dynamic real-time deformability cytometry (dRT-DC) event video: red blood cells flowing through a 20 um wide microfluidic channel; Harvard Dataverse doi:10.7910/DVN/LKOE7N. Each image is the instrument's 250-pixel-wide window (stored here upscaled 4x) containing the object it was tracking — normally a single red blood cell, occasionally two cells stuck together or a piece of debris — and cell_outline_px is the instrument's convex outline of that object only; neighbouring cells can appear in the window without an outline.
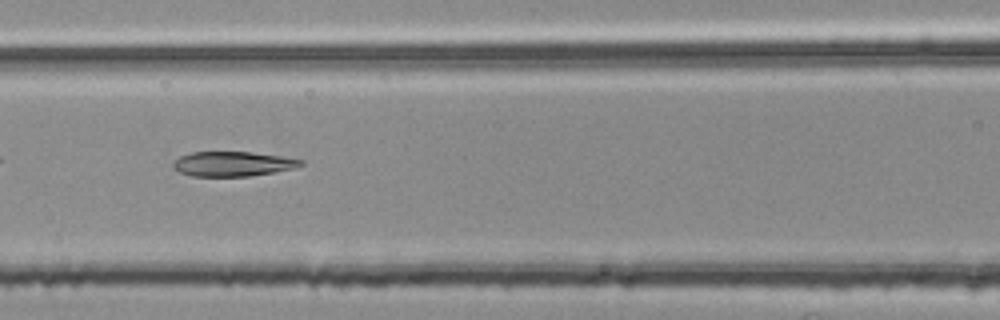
{"species": "common noctule bat (a hibernating species)", "species_latin": "Nyctalus noctula", "temperature_condition": "room temperature", "stored_images_in_passage": 37, "camera_frame_rate_fps": 3000, "um_per_image_px": 0.085, "animal": {"sex": "female", "body_mass_g": 25.1}, "frame": {"image": 1, "passage_image": 8, "time_ms": 2.333, "image_size_px": [1000, 320], "cell_outline_px": [[304, 164], [296, 168], [248, 176], [192, 176], [180, 172], [172, 168], [172, 164], [180, 156], [192, 152], [252, 152], [280, 156], [304, 160]], "centroid_in_image_um": [19.79, 13.93], "position_along_channel_um": 146.8, "area_um2": 18.32}}
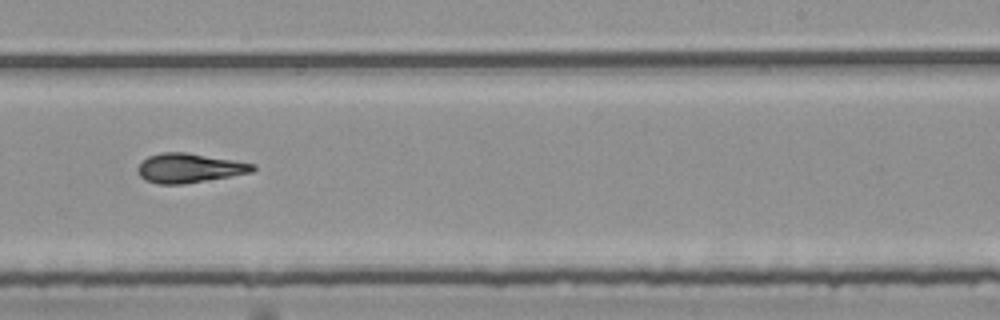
{"frame": {"image": 2, "passage_image": 18, "time_ms": 5.667, "image_size_px": [1000, 320], "cell_outline_px": [[256, 168], [252, 172], [184, 184], [156, 184], [144, 180], [140, 176], [140, 164], [148, 156], [164, 152], [188, 152], [256, 164]], "centroid_in_image_um": [16.11, 14.28], "position_along_channel_um": 272.9, "area_um2": 19.48}}
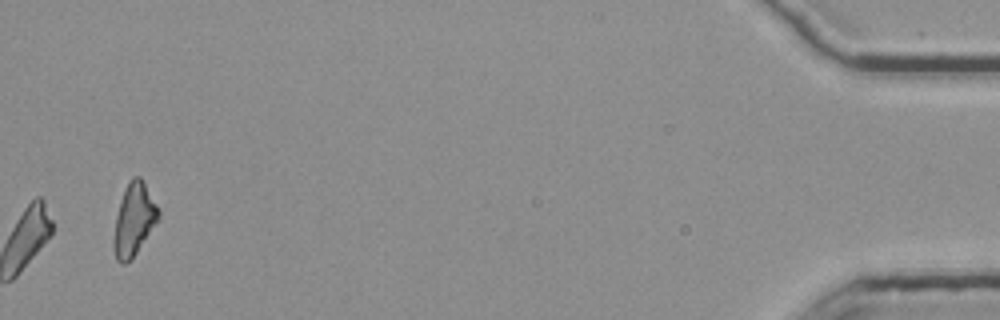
{"frame": {"image": 3, "passage_image": 37, "time_ms": 12.0, "image_size_px": [1000, 320], "cell_outline_px": [[160, 216], [132, 260], [124, 264], [120, 264], [116, 260], [112, 244], [112, 240], [116, 216], [120, 200], [124, 188], [132, 176], [140, 176], [156, 204], [160, 212]], "centroid_in_image_um": [11.35, 18.69], "position_along_channel_um": 423.9, "area_um2": 18.9}, "authors_computed_cell_mechanics": {"area_um2": 18.9006, "velocity_mm_per_s": 3.7942, "shape_relaxation_time_tau1_ms": null, "shape_relaxation_time_tau2_ms": 5.754, "deformation_change_tau1": null, "deformation_change_tau2": 0.1448}}